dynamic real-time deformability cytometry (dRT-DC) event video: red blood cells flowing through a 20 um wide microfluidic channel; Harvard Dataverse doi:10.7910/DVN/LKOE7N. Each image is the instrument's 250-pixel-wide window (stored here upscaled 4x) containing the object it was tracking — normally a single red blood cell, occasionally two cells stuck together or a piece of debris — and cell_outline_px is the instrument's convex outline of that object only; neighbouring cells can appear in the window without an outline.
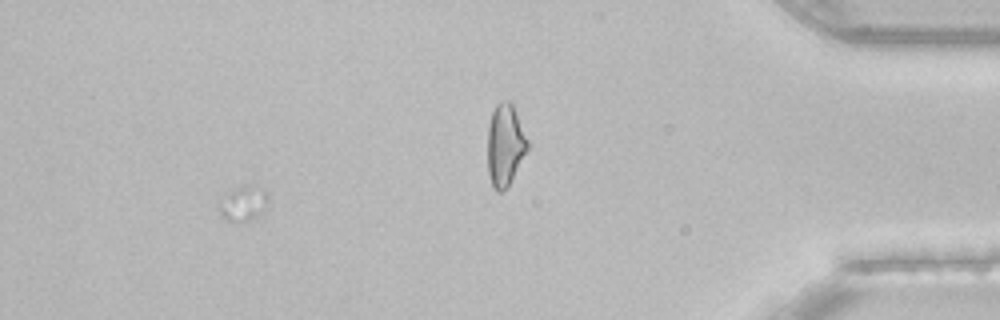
{"species": "common noctule bat (a hibernating species)", "species_latin": "Nyctalus noctula", "temperature_condition": "room temperature", "stored_images_in_passage": 39, "segment_of_instrument_passage": [2, 2], "camera_frame_rate_fps": 3000, "um_per_image_px": 0.085, "animal": {"sex": "female", "body_mass_g": 22.7, "forearm_length_mm": 54.2}, "frame": {"image": 1, "passage_image": 33, "time_ms": 10.667, "image_size_px": [1000, 320], "cell_outline_px": [[268, 200], [264, 208], [252, 220], [228, 220], [220, 216], [216, 204], [224, 192], [244, 184], [264, 188], [268, 196]], "centroid_in_image_um": [20.6, 17.24], "position_along_channel_um": 414.6, "area_um2": 10.23}}